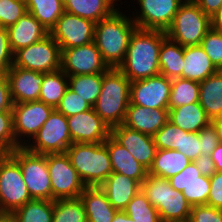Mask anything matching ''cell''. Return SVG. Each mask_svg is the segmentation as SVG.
Here are the masks:
<instances>
[{
  "mask_svg": "<svg viewBox=\"0 0 222 222\" xmlns=\"http://www.w3.org/2000/svg\"><path fill=\"white\" fill-rule=\"evenodd\" d=\"M95 23L64 12L49 34L61 49L79 47L93 42Z\"/></svg>",
  "mask_w": 222,
  "mask_h": 222,
  "instance_id": "15",
  "label": "cell"
},
{
  "mask_svg": "<svg viewBox=\"0 0 222 222\" xmlns=\"http://www.w3.org/2000/svg\"><path fill=\"white\" fill-rule=\"evenodd\" d=\"M27 12L32 14L50 32L65 12L63 0H25Z\"/></svg>",
  "mask_w": 222,
  "mask_h": 222,
  "instance_id": "33",
  "label": "cell"
},
{
  "mask_svg": "<svg viewBox=\"0 0 222 222\" xmlns=\"http://www.w3.org/2000/svg\"><path fill=\"white\" fill-rule=\"evenodd\" d=\"M183 57L182 78L202 82L219 71L201 45L183 47Z\"/></svg>",
  "mask_w": 222,
  "mask_h": 222,
  "instance_id": "25",
  "label": "cell"
},
{
  "mask_svg": "<svg viewBox=\"0 0 222 222\" xmlns=\"http://www.w3.org/2000/svg\"><path fill=\"white\" fill-rule=\"evenodd\" d=\"M68 87V75L61 69L44 73L39 101L56 109Z\"/></svg>",
  "mask_w": 222,
  "mask_h": 222,
  "instance_id": "32",
  "label": "cell"
},
{
  "mask_svg": "<svg viewBox=\"0 0 222 222\" xmlns=\"http://www.w3.org/2000/svg\"><path fill=\"white\" fill-rule=\"evenodd\" d=\"M54 201L32 199L13 213L18 222H52Z\"/></svg>",
  "mask_w": 222,
  "mask_h": 222,
  "instance_id": "36",
  "label": "cell"
},
{
  "mask_svg": "<svg viewBox=\"0 0 222 222\" xmlns=\"http://www.w3.org/2000/svg\"><path fill=\"white\" fill-rule=\"evenodd\" d=\"M9 155L19 164L23 180L32 199L52 200V187L46 155L16 148Z\"/></svg>",
  "mask_w": 222,
  "mask_h": 222,
  "instance_id": "7",
  "label": "cell"
},
{
  "mask_svg": "<svg viewBox=\"0 0 222 222\" xmlns=\"http://www.w3.org/2000/svg\"><path fill=\"white\" fill-rule=\"evenodd\" d=\"M213 27L222 31V9L219 11V13L214 17L212 20Z\"/></svg>",
  "mask_w": 222,
  "mask_h": 222,
  "instance_id": "56",
  "label": "cell"
},
{
  "mask_svg": "<svg viewBox=\"0 0 222 222\" xmlns=\"http://www.w3.org/2000/svg\"><path fill=\"white\" fill-rule=\"evenodd\" d=\"M136 28L130 12L128 16L120 11V7L95 23L93 42L109 68H118L123 63L131 34Z\"/></svg>",
  "mask_w": 222,
  "mask_h": 222,
  "instance_id": "2",
  "label": "cell"
},
{
  "mask_svg": "<svg viewBox=\"0 0 222 222\" xmlns=\"http://www.w3.org/2000/svg\"><path fill=\"white\" fill-rule=\"evenodd\" d=\"M210 157L214 162L216 172H222V144L219 143L216 146Z\"/></svg>",
  "mask_w": 222,
  "mask_h": 222,
  "instance_id": "52",
  "label": "cell"
},
{
  "mask_svg": "<svg viewBox=\"0 0 222 222\" xmlns=\"http://www.w3.org/2000/svg\"><path fill=\"white\" fill-rule=\"evenodd\" d=\"M63 5L65 12L94 23L110 16L119 7L114 0H63Z\"/></svg>",
  "mask_w": 222,
  "mask_h": 222,
  "instance_id": "27",
  "label": "cell"
},
{
  "mask_svg": "<svg viewBox=\"0 0 222 222\" xmlns=\"http://www.w3.org/2000/svg\"><path fill=\"white\" fill-rule=\"evenodd\" d=\"M168 180L174 189L183 193L191 206L207 205L210 194V177L201 175L194 162Z\"/></svg>",
  "mask_w": 222,
  "mask_h": 222,
  "instance_id": "19",
  "label": "cell"
},
{
  "mask_svg": "<svg viewBox=\"0 0 222 222\" xmlns=\"http://www.w3.org/2000/svg\"><path fill=\"white\" fill-rule=\"evenodd\" d=\"M7 31L13 53L40 41L49 34L44 26L29 12L25 13L14 25L8 27Z\"/></svg>",
  "mask_w": 222,
  "mask_h": 222,
  "instance_id": "23",
  "label": "cell"
},
{
  "mask_svg": "<svg viewBox=\"0 0 222 222\" xmlns=\"http://www.w3.org/2000/svg\"><path fill=\"white\" fill-rule=\"evenodd\" d=\"M39 73L61 69V48L50 34L14 53L13 65Z\"/></svg>",
  "mask_w": 222,
  "mask_h": 222,
  "instance_id": "8",
  "label": "cell"
},
{
  "mask_svg": "<svg viewBox=\"0 0 222 222\" xmlns=\"http://www.w3.org/2000/svg\"><path fill=\"white\" fill-rule=\"evenodd\" d=\"M188 222H222V210L209 205H194Z\"/></svg>",
  "mask_w": 222,
  "mask_h": 222,
  "instance_id": "44",
  "label": "cell"
},
{
  "mask_svg": "<svg viewBox=\"0 0 222 222\" xmlns=\"http://www.w3.org/2000/svg\"><path fill=\"white\" fill-rule=\"evenodd\" d=\"M217 131L218 142L222 144V117L211 121Z\"/></svg>",
  "mask_w": 222,
  "mask_h": 222,
  "instance_id": "54",
  "label": "cell"
},
{
  "mask_svg": "<svg viewBox=\"0 0 222 222\" xmlns=\"http://www.w3.org/2000/svg\"><path fill=\"white\" fill-rule=\"evenodd\" d=\"M45 155L52 187V201L78 198L86 186L66 153Z\"/></svg>",
  "mask_w": 222,
  "mask_h": 222,
  "instance_id": "11",
  "label": "cell"
},
{
  "mask_svg": "<svg viewBox=\"0 0 222 222\" xmlns=\"http://www.w3.org/2000/svg\"><path fill=\"white\" fill-rule=\"evenodd\" d=\"M193 162L201 154V144L198 133H182L181 150H177Z\"/></svg>",
  "mask_w": 222,
  "mask_h": 222,
  "instance_id": "46",
  "label": "cell"
},
{
  "mask_svg": "<svg viewBox=\"0 0 222 222\" xmlns=\"http://www.w3.org/2000/svg\"><path fill=\"white\" fill-rule=\"evenodd\" d=\"M110 135L149 170L157 152L153 136L132 130L122 124L112 127Z\"/></svg>",
  "mask_w": 222,
  "mask_h": 222,
  "instance_id": "18",
  "label": "cell"
},
{
  "mask_svg": "<svg viewBox=\"0 0 222 222\" xmlns=\"http://www.w3.org/2000/svg\"><path fill=\"white\" fill-rule=\"evenodd\" d=\"M72 143H103L111 134V129L90 109L67 117Z\"/></svg>",
  "mask_w": 222,
  "mask_h": 222,
  "instance_id": "17",
  "label": "cell"
},
{
  "mask_svg": "<svg viewBox=\"0 0 222 222\" xmlns=\"http://www.w3.org/2000/svg\"><path fill=\"white\" fill-rule=\"evenodd\" d=\"M93 107L84 101L79 95L74 93L69 87L66 89L56 110L64 116L69 117L78 113L92 109Z\"/></svg>",
  "mask_w": 222,
  "mask_h": 222,
  "instance_id": "43",
  "label": "cell"
},
{
  "mask_svg": "<svg viewBox=\"0 0 222 222\" xmlns=\"http://www.w3.org/2000/svg\"><path fill=\"white\" fill-rule=\"evenodd\" d=\"M193 162L200 171L201 175L211 177L216 172L214 162L212 161L210 155L200 154Z\"/></svg>",
  "mask_w": 222,
  "mask_h": 222,
  "instance_id": "51",
  "label": "cell"
},
{
  "mask_svg": "<svg viewBox=\"0 0 222 222\" xmlns=\"http://www.w3.org/2000/svg\"><path fill=\"white\" fill-rule=\"evenodd\" d=\"M201 46L218 70H222V31L213 26L206 32Z\"/></svg>",
  "mask_w": 222,
  "mask_h": 222,
  "instance_id": "40",
  "label": "cell"
},
{
  "mask_svg": "<svg viewBox=\"0 0 222 222\" xmlns=\"http://www.w3.org/2000/svg\"><path fill=\"white\" fill-rule=\"evenodd\" d=\"M107 146L113 172L137 180L140 184L146 179L148 170L144 168L125 147L111 135L104 142Z\"/></svg>",
  "mask_w": 222,
  "mask_h": 222,
  "instance_id": "24",
  "label": "cell"
},
{
  "mask_svg": "<svg viewBox=\"0 0 222 222\" xmlns=\"http://www.w3.org/2000/svg\"><path fill=\"white\" fill-rule=\"evenodd\" d=\"M30 200L19 164L9 154H0V212L13 213Z\"/></svg>",
  "mask_w": 222,
  "mask_h": 222,
  "instance_id": "9",
  "label": "cell"
},
{
  "mask_svg": "<svg viewBox=\"0 0 222 222\" xmlns=\"http://www.w3.org/2000/svg\"><path fill=\"white\" fill-rule=\"evenodd\" d=\"M124 212L134 222H162L158 210L150 203L142 189L131 199Z\"/></svg>",
  "mask_w": 222,
  "mask_h": 222,
  "instance_id": "38",
  "label": "cell"
},
{
  "mask_svg": "<svg viewBox=\"0 0 222 222\" xmlns=\"http://www.w3.org/2000/svg\"><path fill=\"white\" fill-rule=\"evenodd\" d=\"M0 222H18L14 213L0 212Z\"/></svg>",
  "mask_w": 222,
  "mask_h": 222,
  "instance_id": "55",
  "label": "cell"
},
{
  "mask_svg": "<svg viewBox=\"0 0 222 222\" xmlns=\"http://www.w3.org/2000/svg\"><path fill=\"white\" fill-rule=\"evenodd\" d=\"M199 103L205 110L208 118L222 117V70L199 82Z\"/></svg>",
  "mask_w": 222,
  "mask_h": 222,
  "instance_id": "28",
  "label": "cell"
},
{
  "mask_svg": "<svg viewBox=\"0 0 222 222\" xmlns=\"http://www.w3.org/2000/svg\"><path fill=\"white\" fill-rule=\"evenodd\" d=\"M86 187L100 186L112 173L105 143H72L65 151Z\"/></svg>",
  "mask_w": 222,
  "mask_h": 222,
  "instance_id": "4",
  "label": "cell"
},
{
  "mask_svg": "<svg viewBox=\"0 0 222 222\" xmlns=\"http://www.w3.org/2000/svg\"><path fill=\"white\" fill-rule=\"evenodd\" d=\"M20 146L13 133L12 111L0 112V154H9Z\"/></svg>",
  "mask_w": 222,
  "mask_h": 222,
  "instance_id": "42",
  "label": "cell"
},
{
  "mask_svg": "<svg viewBox=\"0 0 222 222\" xmlns=\"http://www.w3.org/2000/svg\"><path fill=\"white\" fill-rule=\"evenodd\" d=\"M169 121V109H151L129 104L122 125L154 136Z\"/></svg>",
  "mask_w": 222,
  "mask_h": 222,
  "instance_id": "21",
  "label": "cell"
},
{
  "mask_svg": "<svg viewBox=\"0 0 222 222\" xmlns=\"http://www.w3.org/2000/svg\"><path fill=\"white\" fill-rule=\"evenodd\" d=\"M13 101L6 74L0 73V112L12 111Z\"/></svg>",
  "mask_w": 222,
  "mask_h": 222,
  "instance_id": "49",
  "label": "cell"
},
{
  "mask_svg": "<svg viewBox=\"0 0 222 222\" xmlns=\"http://www.w3.org/2000/svg\"><path fill=\"white\" fill-rule=\"evenodd\" d=\"M53 110L52 106L39 100L13 104L12 121L16 143L20 147H25L38 133Z\"/></svg>",
  "mask_w": 222,
  "mask_h": 222,
  "instance_id": "12",
  "label": "cell"
},
{
  "mask_svg": "<svg viewBox=\"0 0 222 222\" xmlns=\"http://www.w3.org/2000/svg\"><path fill=\"white\" fill-rule=\"evenodd\" d=\"M169 121L189 133H198L211 123L199 102L169 109Z\"/></svg>",
  "mask_w": 222,
  "mask_h": 222,
  "instance_id": "29",
  "label": "cell"
},
{
  "mask_svg": "<svg viewBox=\"0 0 222 222\" xmlns=\"http://www.w3.org/2000/svg\"><path fill=\"white\" fill-rule=\"evenodd\" d=\"M6 76L13 104L39 100L44 73L12 66Z\"/></svg>",
  "mask_w": 222,
  "mask_h": 222,
  "instance_id": "20",
  "label": "cell"
},
{
  "mask_svg": "<svg viewBox=\"0 0 222 222\" xmlns=\"http://www.w3.org/2000/svg\"><path fill=\"white\" fill-rule=\"evenodd\" d=\"M207 205L222 210V172H215L210 177V194Z\"/></svg>",
  "mask_w": 222,
  "mask_h": 222,
  "instance_id": "48",
  "label": "cell"
},
{
  "mask_svg": "<svg viewBox=\"0 0 222 222\" xmlns=\"http://www.w3.org/2000/svg\"><path fill=\"white\" fill-rule=\"evenodd\" d=\"M171 81L159 74L131 82L130 103L151 109H169Z\"/></svg>",
  "mask_w": 222,
  "mask_h": 222,
  "instance_id": "16",
  "label": "cell"
},
{
  "mask_svg": "<svg viewBox=\"0 0 222 222\" xmlns=\"http://www.w3.org/2000/svg\"><path fill=\"white\" fill-rule=\"evenodd\" d=\"M198 136L201 144V154L210 155L219 144L216 128L210 123L198 132Z\"/></svg>",
  "mask_w": 222,
  "mask_h": 222,
  "instance_id": "47",
  "label": "cell"
},
{
  "mask_svg": "<svg viewBox=\"0 0 222 222\" xmlns=\"http://www.w3.org/2000/svg\"><path fill=\"white\" fill-rule=\"evenodd\" d=\"M108 69L94 42L61 49V70L68 76L105 73Z\"/></svg>",
  "mask_w": 222,
  "mask_h": 222,
  "instance_id": "14",
  "label": "cell"
},
{
  "mask_svg": "<svg viewBox=\"0 0 222 222\" xmlns=\"http://www.w3.org/2000/svg\"><path fill=\"white\" fill-rule=\"evenodd\" d=\"M112 222H134L124 211H117Z\"/></svg>",
  "mask_w": 222,
  "mask_h": 222,
  "instance_id": "53",
  "label": "cell"
},
{
  "mask_svg": "<svg viewBox=\"0 0 222 222\" xmlns=\"http://www.w3.org/2000/svg\"><path fill=\"white\" fill-rule=\"evenodd\" d=\"M212 20L222 9V0H193Z\"/></svg>",
  "mask_w": 222,
  "mask_h": 222,
  "instance_id": "50",
  "label": "cell"
},
{
  "mask_svg": "<svg viewBox=\"0 0 222 222\" xmlns=\"http://www.w3.org/2000/svg\"><path fill=\"white\" fill-rule=\"evenodd\" d=\"M183 65V47L167 37L159 51L160 74L169 79L182 78Z\"/></svg>",
  "mask_w": 222,
  "mask_h": 222,
  "instance_id": "31",
  "label": "cell"
},
{
  "mask_svg": "<svg viewBox=\"0 0 222 222\" xmlns=\"http://www.w3.org/2000/svg\"><path fill=\"white\" fill-rule=\"evenodd\" d=\"M103 73L68 76L69 88L92 107L101 92Z\"/></svg>",
  "mask_w": 222,
  "mask_h": 222,
  "instance_id": "34",
  "label": "cell"
},
{
  "mask_svg": "<svg viewBox=\"0 0 222 222\" xmlns=\"http://www.w3.org/2000/svg\"><path fill=\"white\" fill-rule=\"evenodd\" d=\"M71 144L67 117L54 109L25 148L32 153L45 155L65 153Z\"/></svg>",
  "mask_w": 222,
  "mask_h": 222,
  "instance_id": "10",
  "label": "cell"
},
{
  "mask_svg": "<svg viewBox=\"0 0 222 222\" xmlns=\"http://www.w3.org/2000/svg\"><path fill=\"white\" fill-rule=\"evenodd\" d=\"M191 161L177 150H157L148 174L166 179L182 172Z\"/></svg>",
  "mask_w": 222,
  "mask_h": 222,
  "instance_id": "30",
  "label": "cell"
},
{
  "mask_svg": "<svg viewBox=\"0 0 222 222\" xmlns=\"http://www.w3.org/2000/svg\"><path fill=\"white\" fill-rule=\"evenodd\" d=\"M182 133H187L168 121L153 136L157 150H181Z\"/></svg>",
  "mask_w": 222,
  "mask_h": 222,
  "instance_id": "39",
  "label": "cell"
},
{
  "mask_svg": "<svg viewBox=\"0 0 222 222\" xmlns=\"http://www.w3.org/2000/svg\"><path fill=\"white\" fill-rule=\"evenodd\" d=\"M200 84L197 81L174 78L171 81L169 109L199 102Z\"/></svg>",
  "mask_w": 222,
  "mask_h": 222,
  "instance_id": "35",
  "label": "cell"
},
{
  "mask_svg": "<svg viewBox=\"0 0 222 222\" xmlns=\"http://www.w3.org/2000/svg\"><path fill=\"white\" fill-rule=\"evenodd\" d=\"M185 1L137 0V7L139 9L135 8L136 12L133 11L131 14L133 17L131 18L137 28L166 31L171 26L177 11Z\"/></svg>",
  "mask_w": 222,
  "mask_h": 222,
  "instance_id": "13",
  "label": "cell"
},
{
  "mask_svg": "<svg viewBox=\"0 0 222 222\" xmlns=\"http://www.w3.org/2000/svg\"><path fill=\"white\" fill-rule=\"evenodd\" d=\"M79 197L84 204L87 222H112L117 210L99 186L86 187Z\"/></svg>",
  "mask_w": 222,
  "mask_h": 222,
  "instance_id": "26",
  "label": "cell"
},
{
  "mask_svg": "<svg viewBox=\"0 0 222 222\" xmlns=\"http://www.w3.org/2000/svg\"><path fill=\"white\" fill-rule=\"evenodd\" d=\"M25 13V0H0V26L8 28L14 25Z\"/></svg>",
  "mask_w": 222,
  "mask_h": 222,
  "instance_id": "41",
  "label": "cell"
},
{
  "mask_svg": "<svg viewBox=\"0 0 222 222\" xmlns=\"http://www.w3.org/2000/svg\"><path fill=\"white\" fill-rule=\"evenodd\" d=\"M166 38V31L136 28L118 69L131 82L159 75V51Z\"/></svg>",
  "mask_w": 222,
  "mask_h": 222,
  "instance_id": "1",
  "label": "cell"
},
{
  "mask_svg": "<svg viewBox=\"0 0 222 222\" xmlns=\"http://www.w3.org/2000/svg\"><path fill=\"white\" fill-rule=\"evenodd\" d=\"M212 26V19L193 0H186L166 30V35L182 47L201 45L206 32Z\"/></svg>",
  "mask_w": 222,
  "mask_h": 222,
  "instance_id": "6",
  "label": "cell"
},
{
  "mask_svg": "<svg viewBox=\"0 0 222 222\" xmlns=\"http://www.w3.org/2000/svg\"><path fill=\"white\" fill-rule=\"evenodd\" d=\"M141 189L158 210L162 222L189 221L192 206L182 192L171 186L168 179L147 174Z\"/></svg>",
  "mask_w": 222,
  "mask_h": 222,
  "instance_id": "5",
  "label": "cell"
},
{
  "mask_svg": "<svg viewBox=\"0 0 222 222\" xmlns=\"http://www.w3.org/2000/svg\"><path fill=\"white\" fill-rule=\"evenodd\" d=\"M14 53L10 47L7 28L0 26V73L6 74L12 67Z\"/></svg>",
  "mask_w": 222,
  "mask_h": 222,
  "instance_id": "45",
  "label": "cell"
},
{
  "mask_svg": "<svg viewBox=\"0 0 222 222\" xmlns=\"http://www.w3.org/2000/svg\"><path fill=\"white\" fill-rule=\"evenodd\" d=\"M110 204L117 211H124L131 199L141 189V184L123 174L113 172L100 186Z\"/></svg>",
  "mask_w": 222,
  "mask_h": 222,
  "instance_id": "22",
  "label": "cell"
},
{
  "mask_svg": "<svg viewBox=\"0 0 222 222\" xmlns=\"http://www.w3.org/2000/svg\"><path fill=\"white\" fill-rule=\"evenodd\" d=\"M130 85L131 81L118 68L103 73L101 92L93 109L110 129L124 121L130 104Z\"/></svg>",
  "mask_w": 222,
  "mask_h": 222,
  "instance_id": "3",
  "label": "cell"
},
{
  "mask_svg": "<svg viewBox=\"0 0 222 222\" xmlns=\"http://www.w3.org/2000/svg\"><path fill=\"white\" fill-rule=\"evenodd\" d=\"M52 222H87L80 197L54 200Z\"/></svg>",
  "mask_w": 222,
  "mask_h": 222,
  "instance_id": "37",
  "label": "cell"
}]
</instances>
